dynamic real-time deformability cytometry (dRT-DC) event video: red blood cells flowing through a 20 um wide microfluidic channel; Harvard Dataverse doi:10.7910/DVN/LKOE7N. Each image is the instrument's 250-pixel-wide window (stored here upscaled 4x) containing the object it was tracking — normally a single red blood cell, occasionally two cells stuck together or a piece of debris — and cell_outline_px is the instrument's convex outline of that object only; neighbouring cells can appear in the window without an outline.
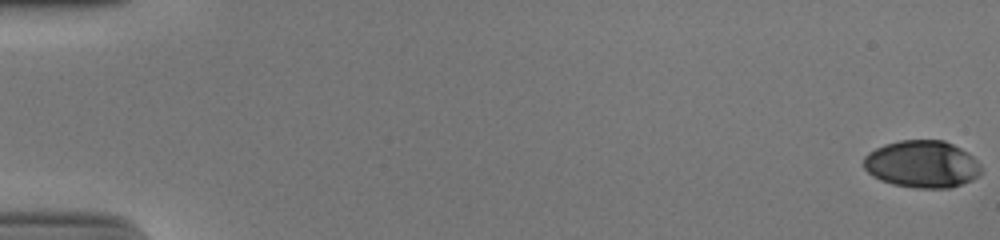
{"species": "human", "species_latin": "Homo sapiens", "temperature_condition": "cold", "stored_images_in_passage": 55, "camera_frame_rate_fps": 3000, "um_per_image_px": 0.085, "donor": {"sex": "male"}, "frame": {"image": 1, "passage_image": 1, "time_ms": 0.0, "image_size_px": [1000, 240], "cell_outline_px": [[980, 176], [972, 180], [948, 188], [916, 188], [892, 184], [880, 180], [872, 176], [864, 168], [864, 156], [868, 152], [884, 144], [900, 140], [944, 140], [968, 152], [980, 164]], "centroid_in_image_um": [78.36, 13.95], "position_along_channel_um": 6.6, "area_um2": 32.43}}
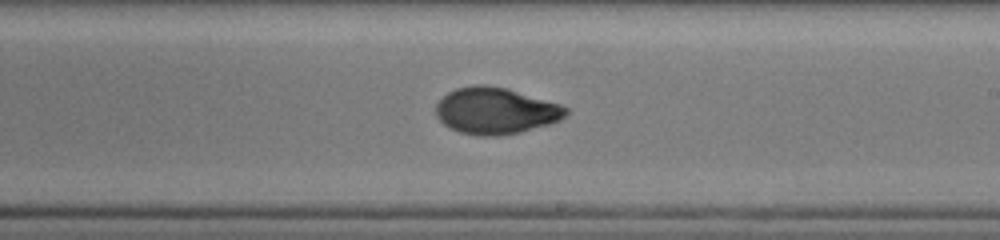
{"frame": {"image": 2, "passage_image": 34, "time_ms": 11.0, "image_size_px": [1000, 240], "cell_outline_px": [[568, 112], [560, 120], [548, 124], [520, 132], [496, 136], [480, 136], [460, 132], [448, 128], [436, 116], [436, 104], [448, 92], [456, 88], [476, 84], [484, 84], [504, 88], [560, 104], [568, 108]], "centroid_in_image_um": [42.1, 9.42], "position_along_channel_um": 246.9, "area_um2": 34.97}}
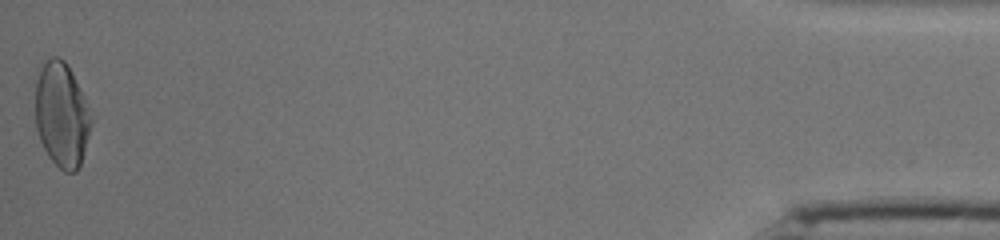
{"frame": {"image": 3, "passage_image": 55, "time_ms": 18.0, "image_size_px": [1000, 240], "cell_outline_px": [[92, 124], [80, 164], [76, 172], [64, 172], [48, 156], [40, 140], [36, 128], [36, 80], [40, 68], [52, 56], [56, 56], [64, 60], [68, 64], [84, 96], [92, 120]], "centroid_in_image_um": [5.24, 9.75], "position_along_channel_um": 430.0, "area_um2": 33.87}, "authors_computed_cell_mechanics": {"area_um2": 33.524, "velocity_mm_per_s": 3.863, "shape_relaxation_time_tau1_ms": 5.7083, "shape_relaxation_time_tau2_ms": 1.361, "deformation_change_tau1": 0.1939, "deformation_change_tau2": 0.0491}}